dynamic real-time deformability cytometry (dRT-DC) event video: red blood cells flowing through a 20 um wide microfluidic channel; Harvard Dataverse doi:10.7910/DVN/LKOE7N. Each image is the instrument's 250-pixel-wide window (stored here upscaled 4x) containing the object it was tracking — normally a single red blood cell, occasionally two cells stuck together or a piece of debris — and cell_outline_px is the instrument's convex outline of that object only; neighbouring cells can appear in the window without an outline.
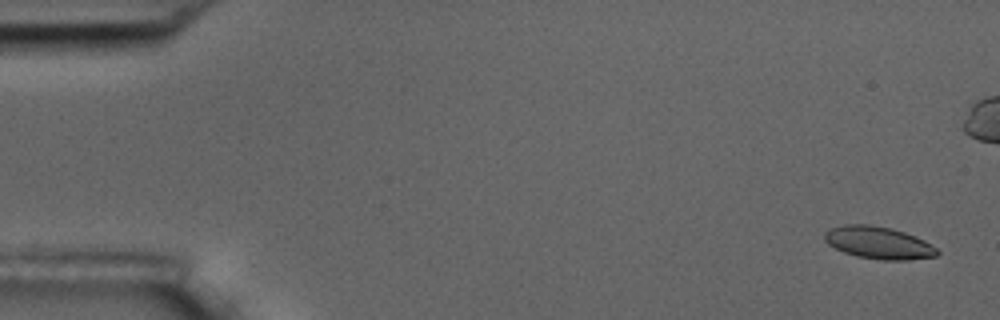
{"species": "common noctule bat (a hibernating species)", "species_latin": "Nyctalus noctula", "temperature_condition": "room temperature", "stored_images_in_passage": 7, "camera_frame_rate_fps": 3000, "um_per_image_px": 0.085, "animal": {"sex": "male", "body_mass_g": 17.5, "forearm_length_mm": 52.3}, "frame": {"image": 1, "passage_image": 1, "time_ms": 0.0, "image_size_px": [1000, 320], "cell_outline_px": [[940, 252], [936, 256], [908, 260], [880, 260], [856, 256], [844, 252], [828, 244], [824, 240], [824, 232], [832, 228], [844, 224], [868, 224], [892, 228], [916, 236], [924, 240], [936, 248]], "centroid_in_image_um": [74.67, 20.63], "position_along_channel_um": 10.3, "area_um2": 21.27}}
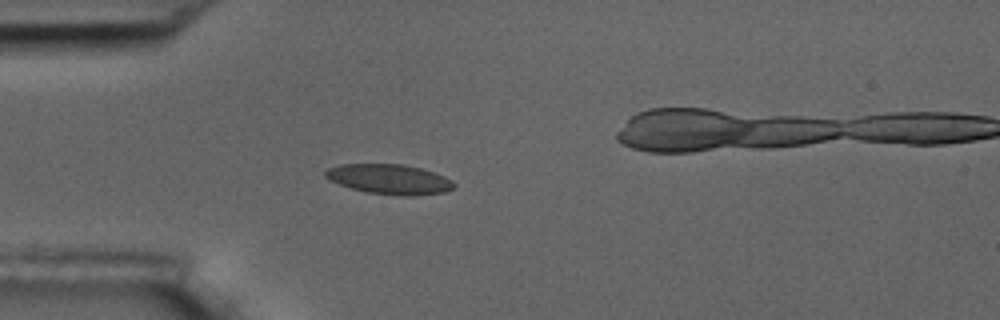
{"frame": {"image": 2, "passage_image": 5, "time_ms": 4.667, "image_size_px": [1000, 320], "cell_outline_px": [[456, 184], [452, 188], [444, 192], [412, 196], [404, 196], [364, 192], [328, 180], [324, 176], [324, 172], [328, 168], [340, 164], [404, 164], [420, 168], [444, 176], [452, 180]], "centroid_in_image_um": [33.07, 15.23], "position_along_channel_um": 51.9, "area_um2": 22.43}}